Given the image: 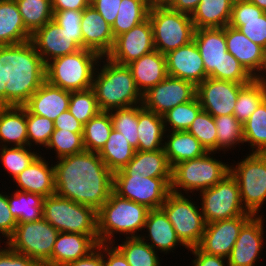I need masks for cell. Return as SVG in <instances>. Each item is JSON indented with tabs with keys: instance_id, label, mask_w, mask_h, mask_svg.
<instances>
[{
	"instance_id": "1",
	"label": "cell",
	"mask_w": 266,
	"mask_h": 266,
	"mask_svg": "<svg viewBox=\"0 0 266 266\" xmlns=\"http://www.w3.org/2000/svg\"><path fill=\"white\" fill-rule=\"evenodd\" d=\"M57 160L55 194L98 211L113 192V173L99 154L85 150Z\"/></svg>"
},
{
	"instance_id": "2",
	"label": "cell",
	"mask_w": 266,
	"mask_h": 266,
	"mask_svg": "<svg viewBox=\"0 0 266 266\" xmlns=\"http://www.w3.org/2000/svg\"><path fill=\"white\" fill-rule=\"evenodd\" d=\"M45 67L31 40L2 46L3 106H24L46 81Z\"/></svg>"
},
{
	"instance_id": "3",
	"label": "cell",
	"mask_w": 266,
	"mask_h": 266,
	"mask_svg": "<svg viewBox=\"0 0 266 266\" xmlns=\"http://www.w3.org/2000/svg\"><path fill=\"white\" fill-rule=\"evenodd\" d=\"M97 65L92 89L101 111L110 112L114 109L142 104V94L136 87L132 72L127 65H120L106 57V62ZM99 66L101 68H99ZM100 69V71H99Z\"/></svg>"
},
{
	"instance_id": "4",
	"label": "cell",
	"mask_w": 266,
	"mask_h": 266,
	"mask_svg": "<svg viewBox=\"0 0 266 266\" xmlns=\"http://www.w3.org/2000/svg\"><path fill=\"white\" fill-rule=\"evenodd\" d=\"M195 41L208 77L248 84L254 78L229 52L225 40V27L195 29Z\"/></svg>"
},
{
	"instance_id": "5",
	"label": "cell",
	"mask_w": 266,
	"mask_h": 266,
	"mask_svg": "<svg viewBox=\"0 0 266 266\" xmlns=\"http://www.w3.org/2000/svg\"><path fill=\"white\" fill-rule=\"evenodd\" d=\"M149 210L143 204L112 192L97 211L99 243L115 245V240H112L115 232L126 234V238L139 237L137 231L142 232Z\"/></svg>"
},
{
	"instance_id": "6",
	"label": "cell",
	"mask_w": 266,
	"mask_h": 266,
	"mask_svg": "<svg viewBox=\"0 0 266 266\" xmlns=\"http://www.w3.org/2000/svg\"><path fill=\"white\" fill-rule=\"evenodd\" d=\"M100 59L99 54L84 48L55 58L46 64V81L69 92L90 89Z\"/></svg>"
},
{
	"instance_id": "7",
	"label": "cell",
	"mask_w": 266,
	"mask_h": 266,
	"mask_svg": "<svg viewBox=\"0 0 266 266\" xmlns=\"http://www.w3.org/2000/svg\"><path fill=\"white\" fill-rule=\"evenodd\" d=\"M43 218L59 232L90 235L98 244L97 211L56 194L44 198Z\"/></svg>"
},
{
	"instance_id": "8",
	"label": "cell",
	"mask_w": 266,
	"mask_h": 266,
	"mask_svg": "<svg viewBox=\"0 0 266 266\" xmlns=\"http://www.w3.org/2000/svg\"><path fill=\"white\" fill-rule=\"evenodd\" d=\"M207 152L201 157L185 160L172 167L170 192L182 194L183 191L190 193L208 189L230 173L229 164L217 160ZM178 189V190H177ZM181 191H180V190Z\"/></svg>"
},
{
	"instance_id": "9",
	"label": "cell",
	"mask_w": 266,
	"mask_h": 266,
	"mask_svg": "<svg viewBox=\"0 0 266 266\" xmlns=\"http://www.w3.org/2000/svg\"><path fill=\"white\" fill-rule=\"evenodd\" d=\"M149 20L153 29L155 50L161 54L187 45L193 40L195 28L191 16L168 6L150 7Z\"/></svg>"
},
{
	"instance_id": "10",
	"label": "cell",
	"mask_w": 266,
	"mask_h": 266,
	"mask_svg": "<svg viewBox=\"0 0 266 266\" xmlns=\"http://www.w3.org/2000/svg\"><path fill=\"white\" fill-rule=\"evenodd\" d=\"M248 155L235 167L230 166V173L238 183L244 209L258 216L266 201V153Z\"/></svg>"
},
{
	"instance_id": "11",
	"label": "cell",
	"mask_w": 266,
	"mask_h": 266,
	"mask_svg": "<svg viewBox=\"0 0 266 266\" xmlns=\"http://www.w3.org/2000/svg\"><path fill=\"white\" fill-rule=\"evenodd\" d=\"M59 231L44 218L18 223L6 246L44 265L52 256Z\"/></svg>"
},
{
	"instance_id": "12",
	"label": "cell",
	"mask_w": 266,
	"mask_h": 266,
	"mask_svg": "<svg viewBox=\"0 0 266 266\" xmlns=\"http://www.w3.org/2000/svg\"><path fill=\"white\" fill-rule=\"evenodd\" d=\"M160 208L165 212L185 248L197 247L206 226L201 207L186 198L184 193L170 192Z\"/></svg>"
},
{
	"instance_id": "13",
	"label": "cell",
	"mask_w": 266,
	"mask_h": 266,
	"mask_svg": "<svg viewBox=\"0 0 266 266\" xmlns=\"http://www.w3.org/2000/svg\"><path fill=\"white\" fill-rule=\"evenodd\" d=\"M200 195L201 211L206 224L252 215L244 209L238 183L231 173L214 186L200 191Z\"/></svg>"
},
{
	"instance_id": "14",
	"label": "cell",
	"mask_w": 266,
	"mask_h": 266,
	"mask_svg": "<svg viewBox=\"0 0 266 266\" xmlns=\"http://www.w3.org/2000/svg\"><path fill=\"white\" fill-rule=\"evenodd\" d=\"M171 178H148L144 175H113V192L119 197L129 199L158 209L170 193Z\"/></svg>"
},
{
	"instance_id": "15",
	"label": "cell",
	"mask_w": 266,
	"mask_h": 266,
	"mask_svg": "<svg viewBox=\"0 0 266 266\" xmlns=\"http://www.w3.org/2000/svg\"><path fill=\"white\" fill-rule=\"evenodd\" d=\"M196 97V86L180 78L167 76L163 81L142 94V106L163 116L179 104Z\"/></svg>"
},
{
	"instance_id": "16",
	"label": "cell",
	"mask_w": 266,
	"mask_h": 266,
	"mask_svg": "<svg viewBox=\"0 0 266 266\" xmlns=\"http://www.w3.org/2000/svg\"><path fill=\"white\" fill-rule=\"evenodd\" d=\"M245 85L207 77L196 86V97L202 110L213 117L233 115L238 94Z\"/></svg>"
},
{
	"instance_id": "17",
	"label": "cell",
	"mask_w": 266,
	"mask_h": 266,
	"mask_svg": "<svg viewBox=\"0 0 266 266\" xmlns=\"http://www.w3.org/2000/svg\"><path fill=\"white\" fill-rule=\"evenodd\" d=\"M153 50V29L148 17L128 32L117 36L106 57L120 65H128Z\"/></svg>"
},
{
	"instance_id": "18",
	"label": "cell",
	"mask_w": 266,
	"mask_h": 266,
	"mask_svg": "<svg viewBox=\"0 0 266 266\" xmlns=\"http://www.w3.org/2000/svg\"><path fill=\"white\" fill-rule=\"evenodd\" d=\"M253 215H241L232 219L207 223L197 246L202 252L227 258L239 236L242 226Z\"/></svg>"
},
{
	"instance_id": "19",
	"label": "cell",
	"mask_w": 266,
	"mask_h": 266,
	"mask_svg": "<svg viewBox=\"0 0 266 266\" xmlns=\"http://www.w3.org/2000/svg\"><path fill=\"white\" fill-rule=\"evenodd\" d=\"M225 40L227 52L232 54L254 79L265 77L266 50L263 47L230 25L225 26Z\"/></svg>"
},
{
	"instance_id": "20",
	"label": "cell",
	"mask_w": 266,
	"mask_h": 266,
	"mask_svg": "<svg viewBox=\"0 0 266 266\" xmlns=\"http://www.w3.org/2000/svg\"><path fill=\"white\" fill-rule=\"evenodd\" d=\"M261 215L252 216L241 228L239 236L227 257L228 266H254L260 259L264 227ZM258 257V258H257Z\"/></svg>"
},
{
	"instance_id": "21",
	"label": "cell",
	"mask_w": 266,
	"mask_h": 266,
	"mask_svg": "<svg viewBox=\"0 0 266 266\" xmlns=\"http://www.w3.org/2000/svg\"><path fill=\"white\" fill-rule=\"evenodd\" d=\"M165 57L169 76L190 81L195 86L208 77L200 51L194 40L168 52Z\"/></svg>"
},
{
	"instance_id": "22",
	"label": "cell",
	"mask_w": 266,
	"mask_h": 266,
	"mask_svg": "<svg viewBox=\"0 0 266 266\" xmlns=\"http://www.w3.org/2000/svg\"><path fill=\"white\" fill-rule=\"evenodd\" d=\"M82 48L106 57L113 48L115 38L111 25L101 14L89 5L82 11L81 17Z\"/></svg>"
},
{
	"instance_id": "23",
	"label": "cell",
	"mask_w": 266,
	"mask_h": 266,
	"mask_svg": "<svg viewBox=\"0 0 266 266\" xmlns=\"http://www.w3.org/2000/svg\"><path fill=\"white\" fill-rule=\"evenodd\" d=\"M31 41L45 65L55 58L81 49L71 36L60 30L59 25L53 19L37 29L32 34Z\"/></svg>"
},
{
	"instance_id": "24",
	"label": "cell",
	"mask_w": 266,
	"mask_h": 266,
	"mask_svg": "<svg viewBox=\"0 0 266 266\" xmlns=\"http://www.w3.org/2000/svg\"><path fill=\"white\" fill-rule=\"evenodd\" d=\"M229 25L266 50V12L248 0H234Z\"/></svg>"
},
{
	"instance_id": "25",
	"label": "cell",
	"mask_w": 266,
	"mask_h": 266,
	"mask_svg": "<svg viewBox=\"0 0 266 266\" xmlns=\"http://www.w3.org/2000/svg\"><path fill=\"white\" fill-rule=\"evenodd\" d=\"M97 245L98 243L90 235L59 232L52 256L43 266H66L87 256Z\"/></svg>"
},
{
	"instance_id": "26",
	"label": "cell",
	"mask_w": 266,
	"mask_h": 266,
	"mask_svg": "<svg viewBox=\"0 0 266 266\" xmlns=\"http://www.w3.org/2000/svg\"><path fill=\"white\" fill-rule=\"evenodd\" d=\"M70 92L45 81L24 105L32 114L55 121L68 110Z\"/></svg>"
},
{
	"instance_id": "27",
	"label": "cell",
	"mask_w": 266,
	"mask_h": 266,
	"mask_svg": "<svg viewBox=\"0 0 266 266\" xmlns=\"http://www.w3.org/2000/svg\"><path fill=\"white\" fill-rule=\"evenodd\" d=\"M39 155L26 169H24L14 182L20 188L19 191L39 194L43 197L55 194V170L54 165Z\"/></svg>"
},
{
	"instance_id": "28",
	"label": "cell",
	"mask_w": 266,
	"mask_h": 266,
	"mask_svg": "<svg viewBox=\"0 0 266 266\" xmlns=\"http://www.w3.org/2000/svg\"><path fill=\"white\" fill-rule=\"evenodd\" d=\"M143 229H147L148 236L144 237L140 234L139 237L158 252L169 253L170 250L176 249L175 246L179 243V245L185 246L161 208L149 210ZM146 237L149 239L146 240ZM149 240L151 243L147 242Z\"/></svg>"
},
{
	"instance_id": "29",
	"label": "cell",
	"mask_w": 266,
	"mask_h": 266,
	"mask_svg": "<svg viewBox=\"0 0 266 266\" xmlns=\"http://www.w3.org/2000/svg\"><path fill=\"white\" fill-rule=\"evenodd\" d=\"M144 175L145 178H172V167L164 148L156 151H135L128 164L113 175Z\"/></svg>"
},
{
	"instance_id": "30",
	"label": "cell",
	"mask_w": 266,
	"mask_h": 266,
	"mask_svg": "<svg viewBox=\"0 0 266 266\" xmlns=\"http://www.w3.org/2000/svg\"><path fill=\"white\" fill-rule=\"evenodd\" d=\"M133 75L136 87L145 93L167 76L166 57L157 50H153L127 65Z\"/></svg>"
},
{
	"instance_id": "31",
	"label": "cell",
	"mask_w": 266,
	"mask_h": 266,
	"mask_svg": "<svg viewBox=\"0 0 266 266\" xmlns=\"http://www.w3.org/2000/svg\"><path fill=\"white\" fill-rule=\"evenodd\" d=\"M0 143V147L28 146L25 106H0Z\"/></svg>"
},
{
	"instance_id": "32",
	"label": "cell",
	"mask_w": 266,
	"mask_h": 266,
	"mask_svg": "<svg viewBox=\"0 0 266 266\" xmlns=\"http://www.w3.org/2000/svg\"><path fill=\"white\" fill-rule=\"evenodd\" d=\"M138 151H156L164 148L165 126L163 116L138 105Z\"/></svg>"
},
{
	"instance_id": "33",
	"label": "cell",
	"mask_w": 266,
	"mask_h": 266,
	"mask_svg": "<svg viewBox=\"0 0 266 266\" xmlns=\"http://www.w3.org/2000/svg\"><path fill=\"white\" fill-rule=\"evenodd\" d=\"M31 37L15 0L0 1V46L21 44Z\"/></svg>"
},
{
	"instance_id": "34",
	"label": "cell",
	"mask_w": 266,
	"mask_h": 266,
	"mask_svg": "<svg viewBox=\"0 0 266 266\" xmlns=\"http://www.w3.org/2000/svg\"><path fill=\"white\" fill-rule=\"evenodd\" d=\"M165 133L164 151L167 159L173 167L179 162L195 159L207 153L198 139L187 131H170ZM170 134V135H169Z\"/></svg>"
},
{
	"instance_id": "35",
	"label": "cell",
	"mask_w": 266,
	"mask_h": 266,
	"mask_svg": "<svg viewBox=\"0 0 266 266\" xmlns=\"http://www.w3.org/2000/svg\"><path fill=\"white\" fill-rule=\"evenodd\" d=\"M234 0H201L190 15L195 29L229 25Z\"/></svg>"
},
{
	"instance_id": "36",
	"label": "cell",
	"mask_w": 266,
	"mask_h": 266,
	"mask_svg": "<svg viewBox=\"0 0 266 266\" xmlns=\"http://www.w3.org/2000/svg\"><path fill=\"white\" fill-rule=\"evenodd\" d=\"M135 151L122 133L112 129L108 140L98 154L107 168L115 173L128 164Z\"/></svg>"
},
{
	"instance_id": "37",
	"label": "cell",
	"mask_w": 266,
	"mask_h": 266,
	"mask_svg": "<svg viewBox=\"0 0 266 266\" xmlns=\"http://www.w3.org/2000/svg\"><path fill=\"white\" fill-rule=\"evenodd\" d=\"M9 195H7V199L10 212L18 223L33 222L43 218L45 197L19 190Z\"/></svg>"
},
{
	"instance_id": "38",
	"label": "cell",
	"mask_w": 266,
	"mask_h": 266,
	"mask_svg": "<svg viewBox=\"0 0 266 266\" xmlns=\"http://www.w3.org/2000/svg\"><path fill=\"white\" fill-rule=\"evenodd\" d=\"M149 10L148 0H122L115 22L111 26L114 38L145 21L148 18Z\"/></svg>"
},
{
	"instance_id": "39",
	"label": "cell",
	"mask_w": 266,
	"mask_h": 266,
	"mask_svg": "<svg viewBox=\"0 0 266 266\" xmlns=\"http://www.w3.org/2000/svg\"><path fill=\"white\" fill-rule=\"evenodd\" d=\"M265 98V80L263 78L253 79L240 90L233 116L243 124Z\"/></svg>"
},
{
	"instance_id": "40",
	"label": "cell",
	"mask_w": 266,
	"mask_h": 266,
	"mask_svg": "<svg viewBox=\"0 0 266 266\" xmlns=\"http://www.w3.org/2000/svg\"><path fill=\"white\" fill-rule=\"evenodd\" d=\"M113 129L110 112L100 111L83 127V142L86 151L99 152Z\"/></svg>"
},
{
	"instance_id": "41",
	"label": "cell",
	"mask_w": 266,
	"mask_h": 266,
	"mask_svg": "<svg viewBox=\"0 0 266 266\" xmlns=\"http://www.w3.org/2000/svg\"><path fill=\"white\" fill-rule=\"evenodd\" d=\"M243 136L252 153H266V98L243 123Z\"/></svg>"
},
{
	"instance_id": "42",
	"label": "cell",
	"mask_w": 266,
	"mask_h": 266,
	"mask_svg": "<svg viewBox=\"0 0 266 266\" xmlns=\"http://www.w3.org/2000/svg\"><path fill=\"white\" fill-rule=\"evenodd\" d=\"M130 266H161L157 251L140 237L126 238L115 246Z\"/></svg>"
},
{
	"instance_id": "43",
	"label": "cell",
	"mask_w": 266,
	"mask_h": 266,
	"mask_svg": "<svg viewBox=\"0 0 266 266\" xmlns=\"http://www.w3.org/2000/svg\"><path fill=\"white\" fill-rule=\"evenodd\" d=\"M25 28L33 34L53 19L51 0H15Z\"/></svg>"
},
{
	"instance_id": "44",
	"label": "cell",
	"mask_w": 266,
	"mask_h": 266,
	"mask_svg": "<svg viewBox=\"0 0 266 266\" xmlns=\"http://www.w3.org/2000/svg\"><path fill=\"white\" fill-rule=\"evenodd\" d=\"M217 130V150L231 149L244 144L243 124L233 115L214 117Z\"/></svg>"
},
{
	"instance_id": "45",
	"label": "cell",
	"mask_w": 266,
	"mask_h": 266,
	"mask_svg": "<svg viewBox=\"0 0 266 266\" xmlns=\"http://www.w3.org/2000/svg\"><path fill=\"white\" fill-rule=\"evenodd\" d=\"M113 129L122 133L130 145L138 149V105L110 111Z\"/></svg>"
},
{
	"instance_id": "46",
	"label": "cell",
	"mask_w": 266,
	"mask_h": 266,
	"mask_svg": "<svg viewBox=\"0 0 266 266\" xmlns=\"http://www.w3.org/2000/svg\"><path fill=\"white\" fill-rule=\"evenodd\" d=\"M202 110L197 97L183 104H179L163 115L165 130L187 131L197 114ZM170 127H167L169 126Z\"/></svg>"
},
{
	"instance_id": "47",
	"label": "cell",
	"mask_w": 266,
	"mask_h": 266,
	"mask_svg": "<svg viewBox=\"0 0 266 266\" xmlns=\"http://www.w3.org/2000/svg\"><path fill=\"white\" fill-rule=\"evenodd\" d=\"M29 146L22 147H2L0 149V160L4 169L16 178L24 169H26L39 156V153L31 152ZM30 149V150H29Z\"/></svg>"
},
{
	"instance_id": "48",
	"label": "cell",
	"mask_w": 266,
	"mask_h": 266,
	"mask_svg": "<svg viewBox=\"0 0 266 266\" xmlns=\"http://www.w3.org/2000/svg\"><path fill=\"white\" fill-rule=\"evenodd\" d=\"M46 148L56 151V158L77 154L85 151L83 132L55 129Z\"/></svg>"
},
{
	"instance_id": "49",
	"label": "cell",
	"mask_w": 266,
	"mask_h": 266,
	"mask_svg": "<svg viewBox=\"0 0 266 266\" xmlns=\"http://www.w3.org/2000/svg\"><path fill=\"white\" fill-rule=\"evenodd\" d=\"M68 110L83 125L101 111L92 88L84 91L70 92Z\"/></svg>"
},
{
	"instance_id": "50",
	"label": "cell",
	"mask_w": 266,
	"mask_h": 266,
	"mask_svg": "<svg viewBox=\"0 0 266 266\" xmlns=\"http://www.w3.org/2000/svg\"><path fill=\"white\" fill-rule=\"evenodd\" d=\"M187 132L195 136L207 152H217V130L211 114L201 110Z\"/></svg>"
},
{
	"instance_id": "51",
	"label": "cell",
	"mask_w": 266,
	"mask_h": 266,
	"mask_svg": "<svg viewBox=\"0 0 266 266\" xmlns=\"http://www.w3.org/2000/svg\"><path fill=\"white\" fill-rule=\"evenodd\" d=\"M26 123L28 146L31 148L33 146L32 143H35L46 147L55 130L54 121L49 120L47 117L32 114L26 108Z\"/></svg>"
},
{
	"instance_id": "52",
	"label": "cell",
	"mask_w": 266,
	"mask_h": 266,
	"mask_svg": "<svg viewBox=\"0 0 266 266\" xmlns=\"http://www.w3.org/2000/svg\"><path fill=\"white\" fill-rule=\"evenodd\" d=\"M53 20L59 25L60 30L71 38L82 48L81 17L82 11L64 10L53 11Z\"/></svg>"
},
{
	"instance_id": "53",
	"label": "cell",
	"mask_w": 266,
	"mask_h": 266,
	"mask_svg": "<svg viewBox=\"0 0 266 266\" xmlns=\"http://www.w3.org/2000/svg\"><path fill=\"white\" fill-rule=\"evenodd\" d=\"M18 222L10 212L7 194L0 192V233L7 239L13 234Z\"/></svg>"
},
{
	"instance_id": "54",
	"label": "cell",
	"mask_w": 266,
	"mask_h": 266,
	"mask_svg": "<svg viewBox=\"0 0 266 266\" xmlns=\"http://www.w3.org/2000/svg\"><path fill=\"white\" fill-rule=\"evenodd\" d=\"M0 266H43L39 261L7 248H0Z\"/></svg>"
},
{
	"instance_id": "55",
	"label": "cell",
	"mask_w": 266,
	"mask_h": 266,
	"mask_svg": "<svg viewBox=\"0 0 266 266\" xmlns=\"http://www.w3.org/2000/svg\"><path fill=\"white\" fill-rule=\"evenodd\" d=\"M122 0H90L92 5L111 26L115 22Z\"/></svg>"
},
{
	"instance_id": "56",
	"label": "cell",
	"mask_w": 266,
	"mask_h": 266,
	"mask_svg": "<svg viewBox=\"0 0 266 266\" xmlns=\"http://www.w3.org/2000/svg\"><path fill=\"white\" fill-rule=\"evenodd\" d=\"M104 266H130L123 254L113 244L101 243ZM106 253V254H105Z\"/></svg>"
},
{
	"instance_id": "57",
	"label": "cell",
	"mask_w": 266,
	"mask_h": 266,
	"mask_svg": "<svg viewBox=\"0 0 266 266\" xmlns=\"http://www.w3.org/2000/svg\"><path fill=\"white\" fill-rule=\"evenodd\" d=\"M192 251V254L194 255V259L192 261L193 266H225L224 264L227 258L216 256V255H210L202 252L198 247H193L188 249Z\"/></svg>"
},
{
	"instance_id": "58",
	"label": "cell",
	"mask_w": 266,
	"mask_h": 266,
	"mask_svg": "<svg viewBox=\"0 0 266 266\" xmlns=\"http://www.w3.org/2000/svg\"><path fill=\"white\" fill-rule=\"evenodd\" d=\"M55 129L69 130L71 132H83L84 125L79 122L69 110L61 113L54 121Z\"/></svg>"
},
{
	"instance_id": "59",
	"label": "cell",
	"mask_w": 266,
	"mask_h": 266,
	"mask_svg": "<svg viewBox=\"0 0 266 266\" xmlns=\"http://www.w3.org/2000/svg\"><path fill=\"white\" fill-rule=\"evenodd\" d=\"M66 266H104L103 253L101 252V243L87 256L76 261L68 263Z\"/></svg>"
},
{
	"instance_id": "60",
	"label": "cell",
	"mask_w": 266,
	"mask_h": 266,
	"mask_svg": "<svg viewBox=\"0 0 266 266\" xmlns=\"http://www.w3.org/2000/svg\"><path fill=\"white\" fill-rule=\"evenodd\" d=\"M53 11H83L90 5V0H51Z\"/></svg>"
},
{
	"instance_id": "61",
	"label": "cell",
	"mask_w": 266,
	"mask_h": 266,
	"mask_svg": "<svg viewBox=\"0 0 266 266\" xmlns=\"http://www.w3.org/2000/svg\"><path fill=\"white\" fill-rule=\"evenodd\" d=\"M201 0H172L168 7L172 10L191 15Z\"/></svg>"
},
{
	"instance_id": "62",
	"label": "cell",
	"mask_w": 266,
	"mask_h": 266,
	"mask_svg": "<svg viewBox=\"0 0 266 266\" xmlns=\"http://www.w3.org/2000/svg\"><path fill=\"white\" fill-rule=\"evenodd\" d=\"M2 46H0V106H3Z\"/></svg>"
},
{
	"instance_id": "63",
	"label": "cell",
	"mask_w": 266,
	"mask_h": 266,
	"mask_svg": "<svg viewBox=\"0 0 266 266\" xmlns=\"http://www.w3.org/2000/svg\"><path fill=\"white\" fill-rule=\"evenodd\" d=\"M172 0H148L150 7L154 6H168Z\"/></svg>"
},
{
	"instance_id": "64",
	"label": "cell",
	"mask_w": 266,
	"mask_h": 266,
	"mask_svg": "<svg viewBox=\"0 0 266 266\" xmlns=\"http://www.w3.org/2000/svg\"><path fill=\"white\" fill-rule=\"evenodd\" d=\"M250 3L255 4L264 12H266V0H248Z\"/></svg>"
}]
</instances>
